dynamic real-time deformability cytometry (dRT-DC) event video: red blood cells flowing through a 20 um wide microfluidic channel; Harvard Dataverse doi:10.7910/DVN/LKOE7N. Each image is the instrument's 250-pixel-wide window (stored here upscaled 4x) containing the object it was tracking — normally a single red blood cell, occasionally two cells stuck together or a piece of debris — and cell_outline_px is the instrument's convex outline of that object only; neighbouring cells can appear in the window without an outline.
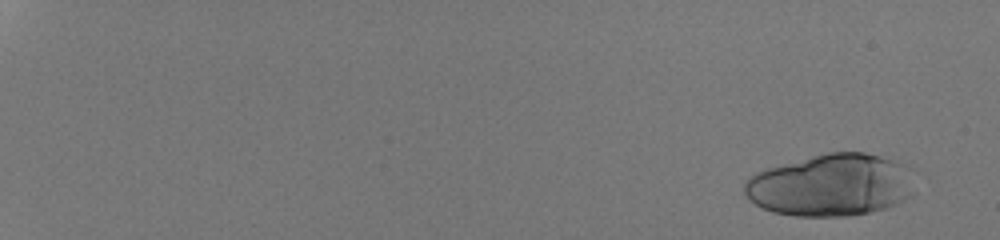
{"species": "human", "species_latin": "Homo sapiens", "temperature_condition": "room temperature", "stored_images_in_passage": 28, "camera_frame_rate_fps": 3000, "um_per_image_px": 0.085, "donor": {"sex": "male"}, "frame": {"image": 1, "passage_image": 4, "time_ms": 1.0, "image_size_px": [1000, 240], "cell_outline_px": [[912, 196], [896, 204], [884, 208], [868, 212], [848, 216], [796, 216], [772, 212], [760, 208], [748, 200], [744, 192], [744, 184], [748, 176], [768, 168], [812, 156], [828, 152], [864, 152], [880, 156], [908, 164]], "centroid_in_image_um": [70.59, 15.74], "position_along_channel_um": 14.4, "area_um2": 61.73}}
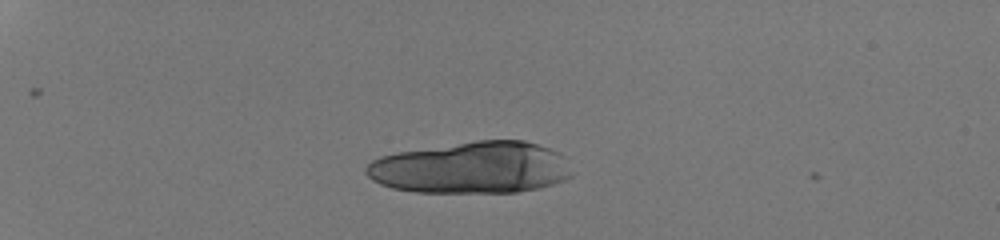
{"frame": {"image": 2, "passage_image": 18, "time_ms": 5.667, "image_size_px": [1000, 240], "cell_outline_px": [[572, 176], [564, 180], [540, 188], [516, 192], [416, 192], [392, 188], [380, 184], [372, 180], [364, 172], [364, 168], [372, 160], [380, 156], [396, 152], [476, 140], [524, 140], [560, 152], [564, 156], [572, 172]], "centroid_in_image_um": [40.07, 14.25], "position_along_channel_um": 44.9, "area_um2": 62.37}}